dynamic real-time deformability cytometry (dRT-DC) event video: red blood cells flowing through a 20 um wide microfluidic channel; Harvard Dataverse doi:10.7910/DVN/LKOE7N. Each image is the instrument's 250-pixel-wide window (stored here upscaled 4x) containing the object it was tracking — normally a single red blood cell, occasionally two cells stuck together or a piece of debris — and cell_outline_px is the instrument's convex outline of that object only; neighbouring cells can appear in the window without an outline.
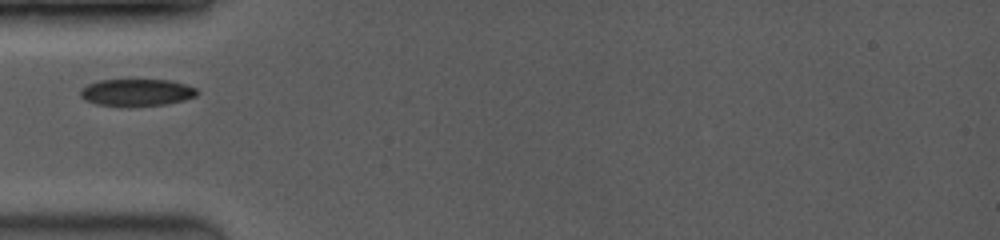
{"species": "common noctule bat (a hibernating species)", "species_latin": "Nyctalus noctula", "temperature_condition": "room temperature", "stored_images_in_passage": 20, "camera_frame_rate_fps": 3500, "um_per_image_px": 0.085, "animal": {"sex": "female", "body_mass_g": 19.0, "forearm_length_mm": 53.3}, "frame": {"image": 1, "passage_image": 1, "time_ms": 0.0, "image_size_px": [1000, 240], "cell_outline_px": [[200, 92], [196, 96], [184, 100], [164, 104], [132, 108], [96, 104], [84, 100], [80, 96], [80, 92], [88, 84], [100, 80], [168, 80], [184, 84], [196, 88]], "centroid_in_image_um": [11.62, 7.89], "position_along_channel_um": 73.4, "area_um2": 18.67}}
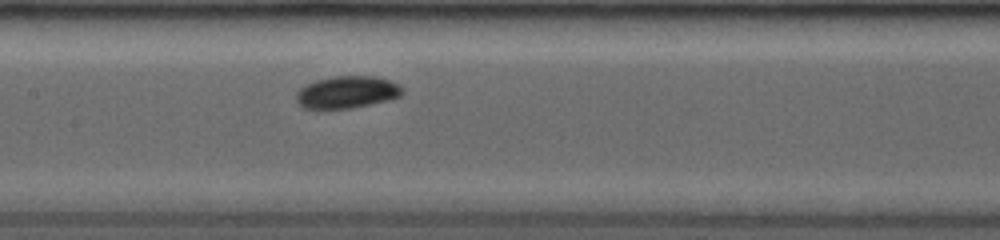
{"frame": {"image": 2, "passage_image": 7, "time_ms": 2.571, "image_size_px": [1000, 240], "cell_outline_px": [[404, 92], [400, 96], [352, 108], [304, 108], [296, 100], [296, 92], [300, 88], [316, 80], [332, 76], [376, 76], [388, 80], [396, 84]], "centroid_in_image_um": [29.45, 7.82], "position_along_channel_um": 177.9, "area_um2": 19.48}}
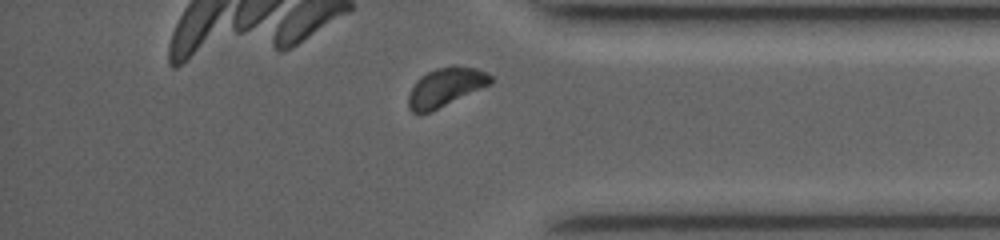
{"frame": {"image": 3, "passage_image": 18, "time_ms": 8.0, "image_size_px": [1000, 240], "cell_outline_px": [[492, 84], [420, 116], [416, 116], [408, 108], [408, 96], [416, 80], [420, 76], [436, 68], [452, 64], [456, 64], [476, 68], [488, 72], [492, 76]], "centroid_in_image_um": [37.87, 7.4], "position_along_channel_um": 397.3, "area_um2": 18.96}}